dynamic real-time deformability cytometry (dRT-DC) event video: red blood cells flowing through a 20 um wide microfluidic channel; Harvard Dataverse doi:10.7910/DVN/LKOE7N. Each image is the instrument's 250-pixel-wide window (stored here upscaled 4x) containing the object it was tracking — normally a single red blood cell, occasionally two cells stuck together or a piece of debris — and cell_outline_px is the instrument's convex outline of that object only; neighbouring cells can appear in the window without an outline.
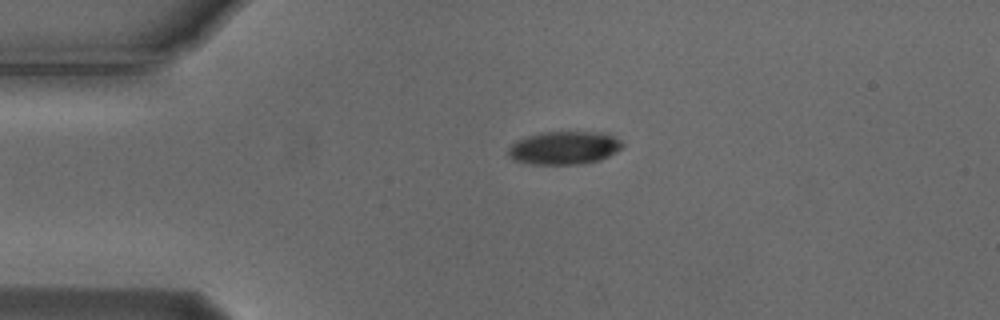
{"species": "Egyptian fruit bat (a non-hibernating species)", "species_latin": "Rousettus aegyptiacus", "temperature_condition": "cold", "stored_images_in_passage": 36, "camera_frame_rate_fps": 3000, "um_per_image_px": 0.085, "animal": {"sex": "male"}, "frame": {"image": 1, "passage_image": 1, "time_ms": 0.0, "image_size_px": [1000, 320], "cell_outline_px": [[624, 148], [600, 160], [580, 164], [532, 164], [512, 160], [508, 152], [508, 148], [512, 144], [528, 136], [544, 132], [592, 132], [612, 136], [620, 140], [624, 144]], "centroid_in_image_um": [47.97, 12.58], "position_along_channel_um": 37.0, "area_um2": 21.79}}
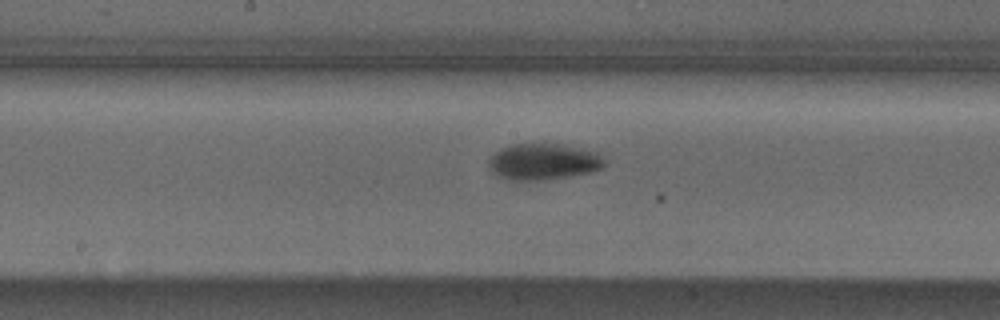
{"frame": {"image": 2, "passage_image": 17, "time_ms": 5.333, "image_size_px": [1000, 320], "cell_outline_px": [[604, 164], [600, 168], [588, 172], [568, 176], [536, 180], [512, 180], [496, 176], [492, 172], [488, 164], [488, 160], [500, 148], [512, 144], [544, 140], [596, 152], [604, 160]], "centroid_in_image_um": [46.11, 13.69], "position_along_channel_um": 202.1, "area_um2": 24.8}}
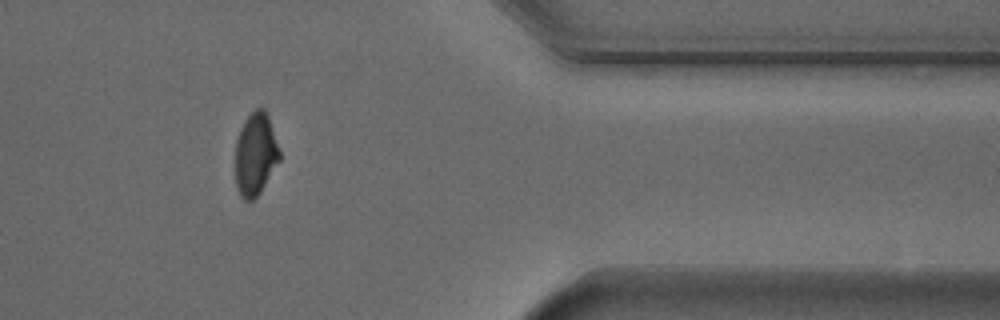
{"frame": {"image": 3, "passage_image": 34, "time_ms": 11.0, "image_size_px": [1000, 320], "cell_outline_px": [[280, 160], [260, 192], [252, 200], [244, 200], [240, 196], [236, 188], [236, 140], [240, 128], [248, 116], [256, 108], [264, 108], [268, 116], [280, 152]], "centroid_in_image_um": [21.71, 13.12], "position_along_channel_um": 389.7, "area_um2": 21.1}, "authors_computed_cell_mechanics": {"area_um2": 24.1315, "velocity_mm_per_s": 3.72, "shape_relaxation_time_tau1_ms": 2.2682, "shape_relaxation_time_tau2_ms": 3.8989, "deformation_change_tau1": 0.1209, "deformation_change_tau2": 0.0535}}